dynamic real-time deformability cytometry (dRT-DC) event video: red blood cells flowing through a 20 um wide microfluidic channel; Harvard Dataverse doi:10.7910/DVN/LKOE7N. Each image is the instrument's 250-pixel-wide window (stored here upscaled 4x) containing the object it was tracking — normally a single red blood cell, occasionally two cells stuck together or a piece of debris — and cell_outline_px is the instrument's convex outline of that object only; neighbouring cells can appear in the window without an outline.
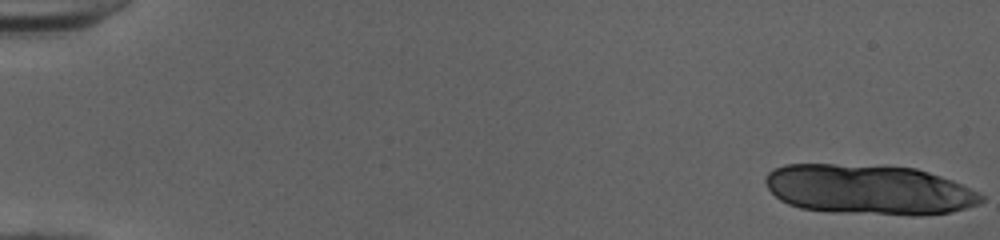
{"species": "human", "species_latin": "Homo sapiens", "temperature_condition": "cold", "stored_images_in_passage": 17, "camera_frame_rate_fps": 3000, "um_per_image_px": 0.085, "donor": {"sex": "female"}, "frame": {"image": 1, "passage_image": 1, "time_ms": 0.0, "image_size_px": [1000, 240], "cell_outline_px": [[984, 200], [980, 204], [968, 208], [948, 212], [920, 216], [908, 216], [832, 212], [800, 208], [788, 204], [780, 200], [768, 188], [764, 180], [768, 172], [772, 168], [784, 164], [884, 164], [916, 168], [952, 180], [980, 192], [984, 196]], "centroid_in_image_um": [73.88, 16.11], "position_along_channel_um": 11.1, "area_um2": 64.04}}